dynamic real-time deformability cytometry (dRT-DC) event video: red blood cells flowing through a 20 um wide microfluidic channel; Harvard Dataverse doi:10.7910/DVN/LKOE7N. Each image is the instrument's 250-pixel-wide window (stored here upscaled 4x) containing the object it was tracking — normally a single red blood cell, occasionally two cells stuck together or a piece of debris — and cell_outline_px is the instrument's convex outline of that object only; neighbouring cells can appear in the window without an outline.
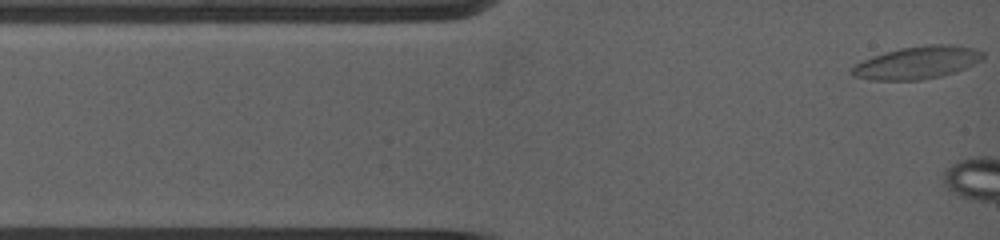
{"species": "common noctule bat (a hibernating species)", "species_latin": "Nyctalus noctula", "temperature_condition": "warm", "stored_images_in_passage": 5, "camera_frame_rate_fps": 5000, "um_per_image_px": 0.085, "animal": {"sex": "female", "body_mass_g": 19.0, "forearm_length_mm": 53.3}, "frame": {"image": 1, "passage_image": 1, "time_ms": 0.0, "image_size_px": [1000, 240], "cell_outline_px": [[984, 56], [948, 72], [916, 80], [876, 80], [856, 76], [848, 72], [856, 64], [864, 60], [888, 52], [904, 48], [972, 48], [984, 52]], "centroid_in_image_um": [77.74, 5.38], "position_along_channel_um": 7.3, "area_um2": 21.96}}